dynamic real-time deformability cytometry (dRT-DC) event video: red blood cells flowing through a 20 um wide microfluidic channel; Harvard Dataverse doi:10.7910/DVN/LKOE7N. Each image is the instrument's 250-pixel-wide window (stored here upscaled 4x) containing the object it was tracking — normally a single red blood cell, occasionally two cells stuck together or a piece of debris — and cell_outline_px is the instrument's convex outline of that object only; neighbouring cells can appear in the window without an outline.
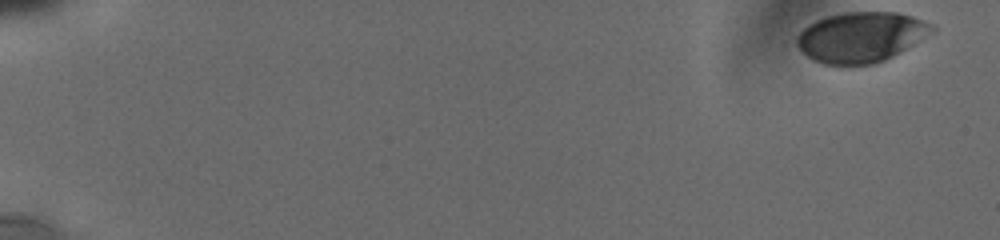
{"species": "human", "species_latin": "Homo sapiens", "temperature_condition": "cold", "stored_images_in_passage": 14, "camera_frame_rate_fps": 3000, "um_per_image_px": 0.085, "donor": {"sex": "male"}, "frame": {"image": 1, "passage_image": 1, "time_ms": 0.0, "image_size_px": [1000, 240], "cell_outline_px": [[936, 32], [892, 56], [884, 60], [872, 64], [824, 64], [812, 60], [796, 44], [796, 36], [808, 24], [816, 20], [828, 16], [844, 12], [900, 12], [936, 24]], "centroid_in_image_um": [73.24, 3.13], "position_along_channel_um": 11.8, "area_um2": 39.71}}
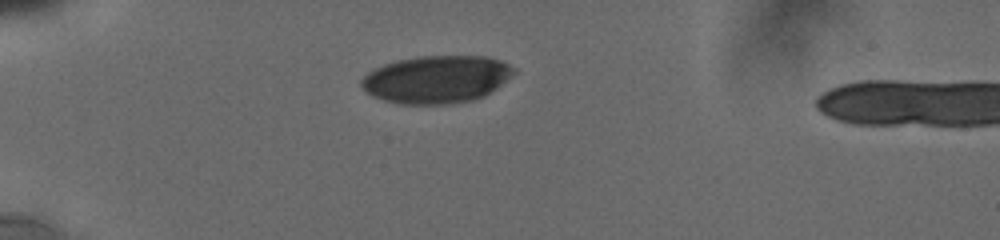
{"frame": {"image": 2, "passage_image": 10, "time_ms": 5.0, "image_size_px": [1000, 240], "cell_outline_px": [[516, 72], [512, 76], [496, 88], [484, 96], [472, 100], [444, 104], [400, 104], [384, 100], [372, 96], [360, 84], [360, 80], [368, 72], [384, 64], [396, 60], [420, 56], [484, 56], [500, 60], [516, 68]], "centroid_in_image_um": [37.11, 6.74], "position_along_channel_um": 47.9, "area_um2": 42.19}}